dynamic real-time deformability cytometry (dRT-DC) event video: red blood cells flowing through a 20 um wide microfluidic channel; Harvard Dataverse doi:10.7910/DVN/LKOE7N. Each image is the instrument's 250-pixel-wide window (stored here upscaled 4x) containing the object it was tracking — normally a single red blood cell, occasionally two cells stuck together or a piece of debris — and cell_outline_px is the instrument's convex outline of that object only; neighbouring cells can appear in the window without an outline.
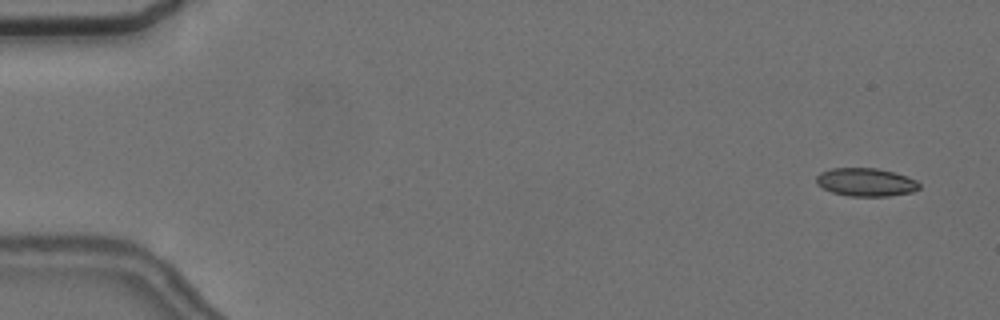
{"species": "common noctule bat (a hibernating species)", "species_latin": "Nyctalus noctula", "temperature_condition": "cold", "stored_images_in_passage": 5, "camera_frame_rate_fps": 3000, "um_per_image_px": 0.085, "animal": {"sex": "female", "body_mass_g": 24.6, "forearm_length_mm": 56.2}, "frame": {"image": 1, "passage_image": 1, "time_ms": 0.0, "image_size_px": [1000, 320], "cell_outline_px": [[920, 188], [912, 192], [888, 196], [848, 196], [832, 192], [816, 184], [816, 176], [820, 172], [832, 168], [876, 168], [892, 172], [916, 180], [920, 184]], "centroid_in_image_um": [73.57, 15.49], "position_along_channel_um": 11.4, "area_um2": 16.82}}